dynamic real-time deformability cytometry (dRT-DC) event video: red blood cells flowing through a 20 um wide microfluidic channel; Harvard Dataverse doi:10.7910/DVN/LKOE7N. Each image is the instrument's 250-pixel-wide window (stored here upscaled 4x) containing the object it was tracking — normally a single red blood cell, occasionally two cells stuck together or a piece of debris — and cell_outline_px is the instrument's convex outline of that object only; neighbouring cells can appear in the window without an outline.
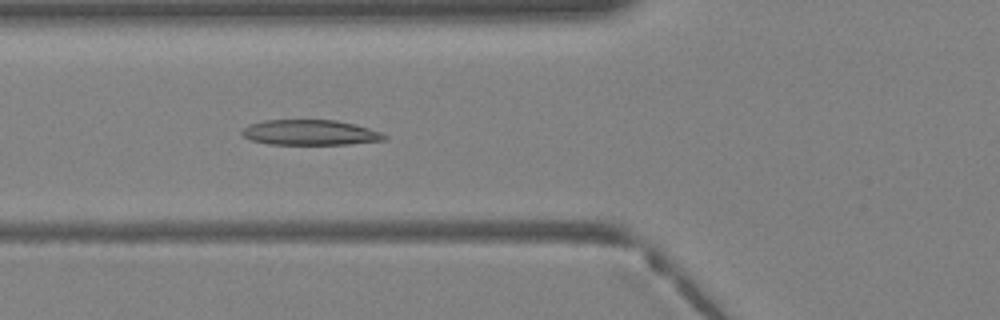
{"species": "Egyptian fruit bat (a non-hibernating species)", "species_latin": "Rousettus aegyptiacus", "temperature_condition": "warm", "stored_images_in_passage": 41, "camera_frame_rate_fps": 3000, "um_per_image_px": 0.085, "animal": {"sex": "female"}, "frame": {"image": 1, "passage_image": 16, "time_ms": 5.0, "image_size_px": [1000, 320], "cell_outline_px": [[388, 136], [384, 140], [348, 144], [268, 144], [252, 140], [244, 136], [240, 132], [248, 124], [264, 120], [336, 120], [368, 128], [380, 132]], "centroid_in_image_um": [26.33, 11.26], "position_along_channel_um": 99.5, "area_um2": 20.81}}
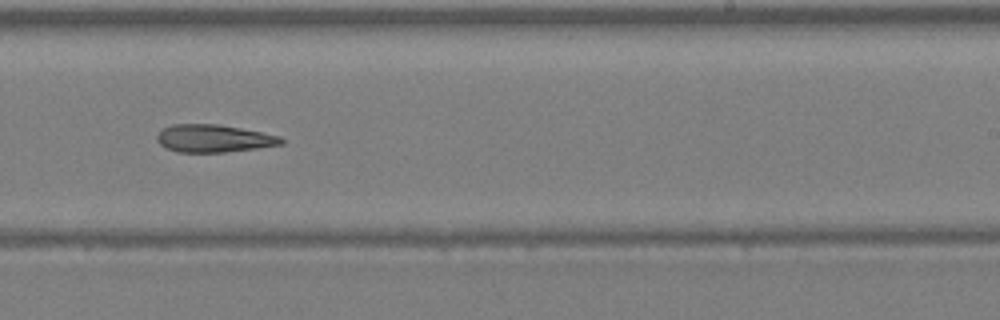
{"frame": {"image": 2, "passage_image": 26, "time_ms": 8.333, "image_size_px": [1000, 320], "cell_outline_px": [[284, 144], [256, 148], [224, 152], [176, 152], [164, 148], [156, 140], [156, 136], [164, 128], [172, 124], [220, 124], [280, 136], [284, 140]], "centroid_in_image_um": [18.14, 11.77], "position_along_channel_um": 270.9, "area_um2": 20.0}}
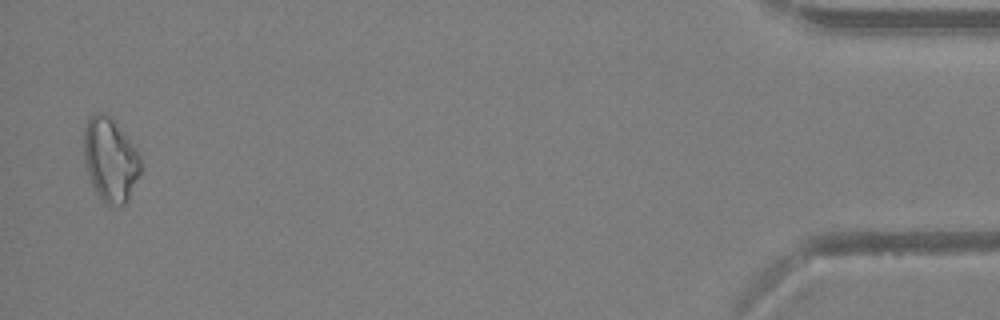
{"frame": {"image": 3, "passage_image": 40, "time_ms": 13.0, "image_size_px": [1000, 320], "cell_outline_px": [[140, 172], [128, 200], [124, 204], [112, 204], [104, 200], [100, 196], [92, 184], [84, 160], [84, 128], [88, 120], [92, 116], [112, 116], [140, 156]], "centroid_in_image_um": [9.38, 13.57], "position_along_channel_um": 425.8, "area_um2": 26.7}}